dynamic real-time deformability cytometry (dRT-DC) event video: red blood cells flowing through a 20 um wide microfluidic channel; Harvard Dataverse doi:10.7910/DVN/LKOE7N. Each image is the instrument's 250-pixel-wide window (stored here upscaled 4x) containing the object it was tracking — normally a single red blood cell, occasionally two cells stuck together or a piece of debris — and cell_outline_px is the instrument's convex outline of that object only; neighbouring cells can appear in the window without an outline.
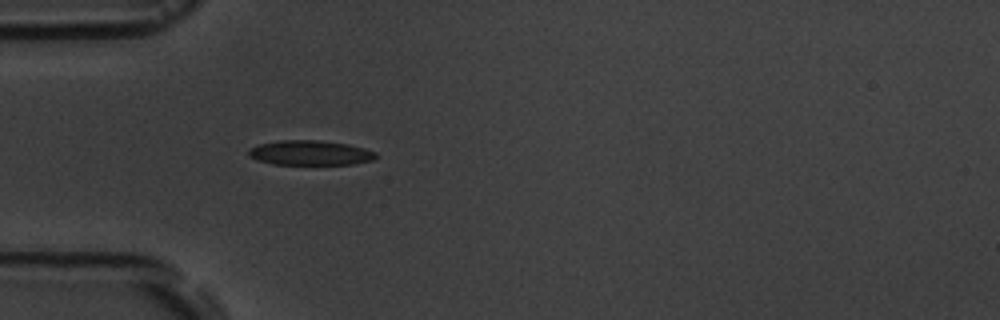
{"species": "common noctule bat (a hibernating species)", "species_latin": "Nyctalus noctula", "temperature_condition": "room temperature", "stored_images_in_passage": 4, "camera_frame_rate_fps": 3000, "um_per_image_px": 0.085, "animal": {"sex": "male", "body_mass_g": 19.5, "forearm_length_mm": 54.6}, "frame": {"image": 1, "passage_image": 4, "time_ms": 3.667, "image_size_px": [1000, 320], "cell_outline_px": [[376, 156], [372, 160], [352, 164], [272, 164], [256, 160], [248, 156], [248, 148], [260, 144], [280, 140], [320, 140], [348, 144], [364, 148], [376, 152]], "centroid_in_image_um": [26.32, 12.98], "position_along_channel_um": 58.7, "area_um2": 18.38}}